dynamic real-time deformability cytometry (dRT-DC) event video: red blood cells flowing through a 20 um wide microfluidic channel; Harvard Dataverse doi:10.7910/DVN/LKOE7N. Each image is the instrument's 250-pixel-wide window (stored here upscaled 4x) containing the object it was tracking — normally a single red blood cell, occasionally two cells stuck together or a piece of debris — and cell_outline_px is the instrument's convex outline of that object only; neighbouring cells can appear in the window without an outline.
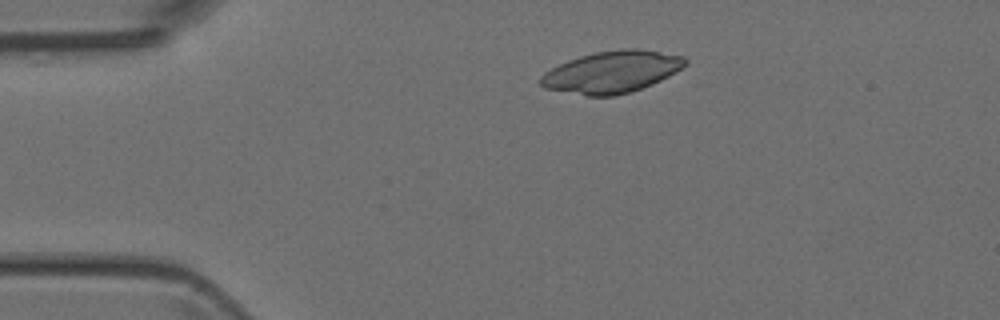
{"species": "Egyptian fruit bat (a non-hibernating species)", "species_latin": "Rousettus aegyptiacus", "temperature_condition": "room temperature", "stored_images_in_passage": 4, "camera_frame_rate_fps": 3000, "um_per_image_px": 0.085, "animal": {"sex": "female"}, "frame": {"image": 1, "passage_image": 2, "time_ms": 1.333, "image_size_px": [1000, 320], "cell_outline_px": [[688, 64], [676, 72], [652, 84], [628, 92], [612, 96], [588, 96], [544, 88], [540, 84], [540, 76], [544, 72], [568, 60], [580, 56], [596, 52], [620, 48], [636, 48], [684, 56], [688, 60]], "centroid_in_image_um": [52.01, 6.1], "position_along_channel_um": 33.0, "area_um2": 35.14}}